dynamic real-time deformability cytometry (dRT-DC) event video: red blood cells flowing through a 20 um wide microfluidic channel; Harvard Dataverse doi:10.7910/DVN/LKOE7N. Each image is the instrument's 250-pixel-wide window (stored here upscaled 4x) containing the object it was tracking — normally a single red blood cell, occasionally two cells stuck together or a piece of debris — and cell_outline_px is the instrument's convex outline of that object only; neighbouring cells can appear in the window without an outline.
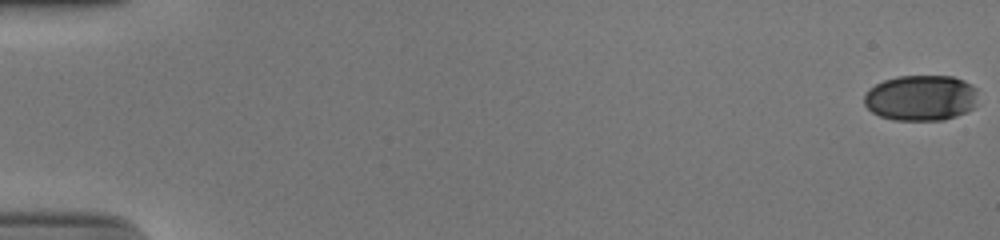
{"species": "human", "species_latin": "Homo sapiens", "temperature_condition": "cold", "stored_images_in_passage": 54, "camera_frame_rate_fps": 3000, "um_per_image_px": 0.085, "donor": {"sex": "male"}, "frame": {"image": 1, "passage_image": 1, "time_ms": 0.0, "image_size_px": [1000, 240], "cell_outline_px": [[976, 104], [968, 112], [944, 120], [892, 120], [880, 116], [872, 112], [864, 104], [864, 96], [868, 88], [884, 80], [896, 76], [952, 76], [964, 80], [972, 84], [976, 88]], "centroid_in_image_um": [78.28, 8.32], "position_along_channel_um": 6.7, "area_um2": 30.63}}
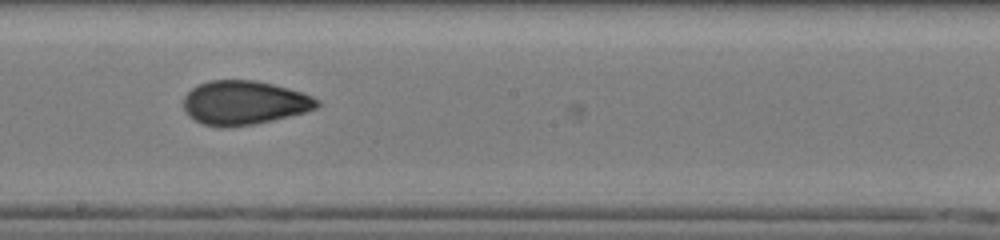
{"frame": {"image": 2, "passage_image": 32, "time_ms": 10.333, "image_size_px": [1000, 240], "cell_outline_px": [[320, 104], [316, 108], [304, 112], [272, 120], [252, 124], [220, 128], [204, 124], [188, 116], [184, 108], [184, 96], [192, 88], [208, 80], [256, 80], [288, 88], [312, 96], [320, 100]], "centroid_in_image_um": [20.74, 8.73], "position_along_channel_um": 227.5, "area_um2": 34.04}}
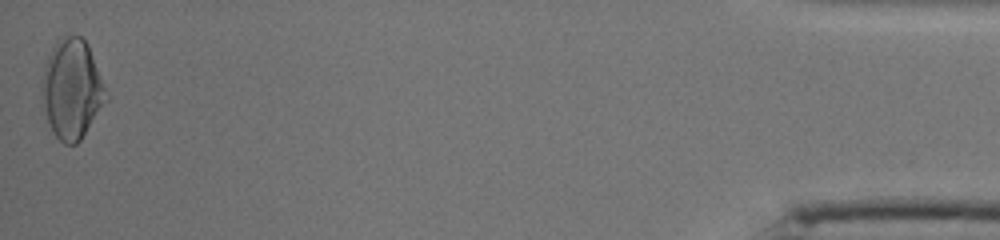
{"frame": {"image": 3, "passage_image": 54, "time_ms": 17.667, "image_size_px": [1000, 240], "cell_outline_px": [[108, 100], [80, 140], [76, 144], [64, 144], [52, 132], [48, 120], [40, 92], [44, 68], [48, 56], [56, 40], [68, 36], [80, 36], [88, 44]], "centroid_in_image_um": [6.09, 7.59], "position_along_channel_um": 429.1, "area_um2": 36.59}, "authors_computed_cell_mechanics": {"area_um2": 32.5414, "velocity_mm_per_s": 3.9234, "shape_relaxation_time_tau1_ms": 5.6893, "shape_relaxation_time_tau2_ms": 1.7069, "deformation_change_tau1": 0.1748, "deformation_change_tau2": 0.0683}}